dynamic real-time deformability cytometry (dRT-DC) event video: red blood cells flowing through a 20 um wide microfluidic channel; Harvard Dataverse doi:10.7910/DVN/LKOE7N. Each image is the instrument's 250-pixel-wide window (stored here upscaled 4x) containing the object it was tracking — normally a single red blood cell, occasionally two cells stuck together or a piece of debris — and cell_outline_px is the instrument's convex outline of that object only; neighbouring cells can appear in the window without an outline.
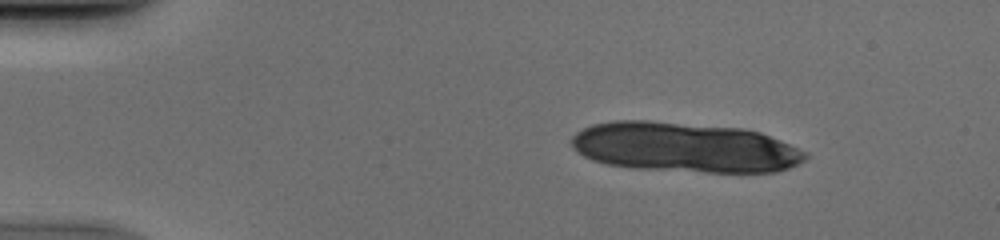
{"species": "human", "species_latin": "Homo sapiens", "temperature_condition": "cold", "stored_images_in_passage": 10, "camera_frame_rate_fps": 3000, "um_per_image_px": 0.085, "donor": {"sex": "male"}, "frame": {"image": 1, "passage_image": 2, "time_ms": 0.333, "image_size_px": [1000, 240], "cell_outline_px": [[808, 156], [804, 160], [788, 168], [776, 172], [704, 172], [632, 168], [608, 164], [592, 160], [576, 152], [572, 148], [568, 140], [576, 132], [592, 124], [612, 120], [644, 120], [744, 128], [760, 132], [780, 140], [808, 152]], "centroid_in_image_um": [58.16, 12.52], "position_along_channel_um": 26.8, "area_um2": 68.38}}